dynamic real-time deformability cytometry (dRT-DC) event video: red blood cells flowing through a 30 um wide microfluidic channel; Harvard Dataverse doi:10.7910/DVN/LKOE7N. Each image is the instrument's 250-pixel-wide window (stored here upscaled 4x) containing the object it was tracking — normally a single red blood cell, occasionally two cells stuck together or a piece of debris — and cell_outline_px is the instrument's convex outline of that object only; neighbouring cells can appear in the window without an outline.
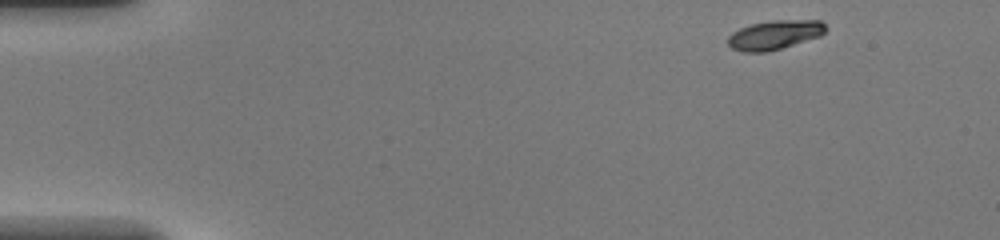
{"species": "common noctule bat (a hibernating species)", "species_latin": "Nyctalus noctula", "temperature_condition": "warm", "stored_images_in_passage": 44, "camera_frame_rate_fps": 3000, "um_per_image_px": 0.085, "animal": {"sex": "female", "body_mass_g": 20.0, "forearm_length_mm": 54.0}, "frame": {"image": 1, "passage_image": 1, "time_ms": 0.0, "image_size_px": [1000, 240], "cell_outline_px": [[828, 28], [820, 36], [768, 52], [744, 52], [732, 48], [728, 44], [728, 36], [732, 32], [740, 28], [752, 24], [772, 20], [820, 20]], "centroid_in_image_um": [65.84, 2.96], "position_along_channel_um": 19.2, "area_um2": 16.59}}
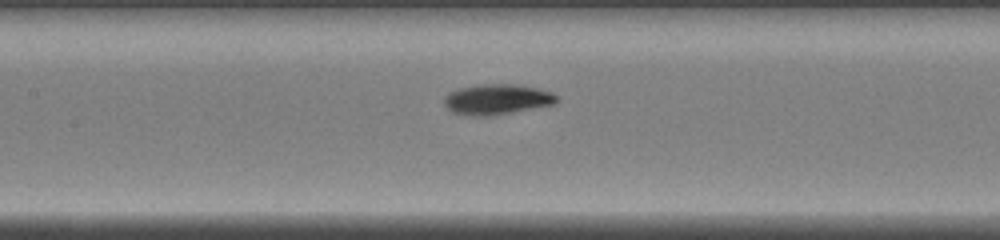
{"frame": {"image": 2, "passage_image": 19, "time_ms": 6.0, "image_size_px": [1000, 240], "cell_outline_px": [[556, 104], [512, 112], [488, 116], [476, 116], [452, 112], [444, 104], [444, 96], [448, 92], [456, 88], [480, 84], [512, 84], [536, 88], [552, 92], [556, 96]], "centroid_in_image_um": [42.2, 8.43], "position_along_channel_um": 165.2, "area_um2": 19.88}}
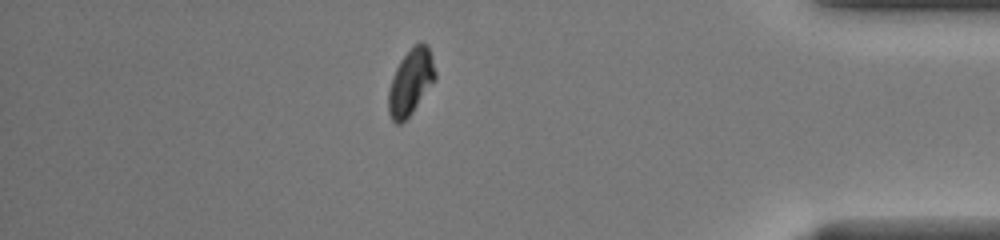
{"frame": {"image": 3, "passage_image": 38, "time_ms": 12.333, "image_size_px": [1000, 240], "cell_outline_px": [[436, 80], [412, 112], [400, 124], [396, 124], [392, 120], [388, 112], [388, 88], [392, 76], [400, 60], [420, 40], [428, 44], [436, 72]], "centroid_in_image_um": [34.91, 6.96], "position_along_channel_um": 400.3, "area_um2": 18.03}, "authors_computed_cell_mechanics": {"area_um2": 18.2359, "velocity_mm_per_s": 4.2605, "shape_relaxation_time_tau1_ms": 3.1806, "shape_relaxation_time_tau2_ms": null, "deformation_change_tau1": 0.1951, "deformation_change_tau2": null}}